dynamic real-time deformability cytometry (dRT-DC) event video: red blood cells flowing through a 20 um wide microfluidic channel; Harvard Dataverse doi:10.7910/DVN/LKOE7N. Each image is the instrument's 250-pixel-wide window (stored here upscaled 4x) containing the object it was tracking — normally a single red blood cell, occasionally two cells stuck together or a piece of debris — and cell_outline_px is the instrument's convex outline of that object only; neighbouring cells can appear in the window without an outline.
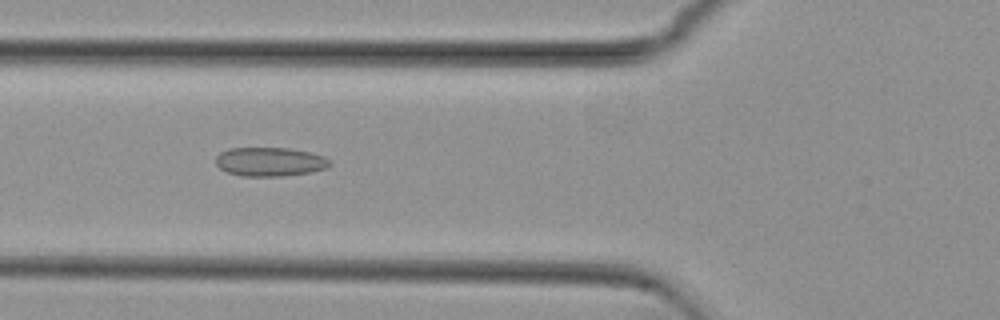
{"species": "common noctule bat (a hibernating species)", "species_latin": "Nyctalus noctula", "temperature_condition": "cold", "stored_images_in_passage": 49, "camera_frame_rate_fps": 3000, "um_per_image_px": 0.085, "animal": {"sex": "female", "body_mass_g": 29.2, "forearm_length_mm": 56.3}, "frame": {"image": 1, "passage_image": 15, "time_ms": 4.667, "image_size_px": [1000, 320], "cell_outline_px": [[332, 164], [328, 168], [312, 172], [284, 176], [240, 176], [228, 172], [220, 168], [216, 164], [216, 156], [220, 152], [228, 148], [288, 148], [308, 152], [324, 156], [332, 160]], "centroid_in_image_um": [22.97, 13.75], "position_along_channel_um": 102.8, "area_um2": 19.42}}
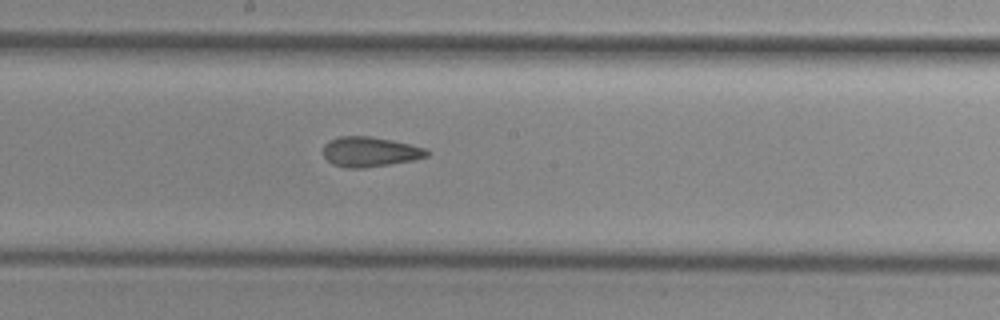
{"frame": {"image": 2, "passage_image": 24, "time_ms": 7.667, "image_size_px": [1000, 320], "cell_outline_px": [[428, 156], [412, 160], [364, 168], [344, 168], [332, 164], [324, 156], [324, 144], [328, 140], [340, 136], [372, 136], [392, 140], [424, 148], [428, 152]], "centroid_in_image_um": [31.39, 12.9], "position_along_channel_um": 216.8, "area_um2": 17.98}}
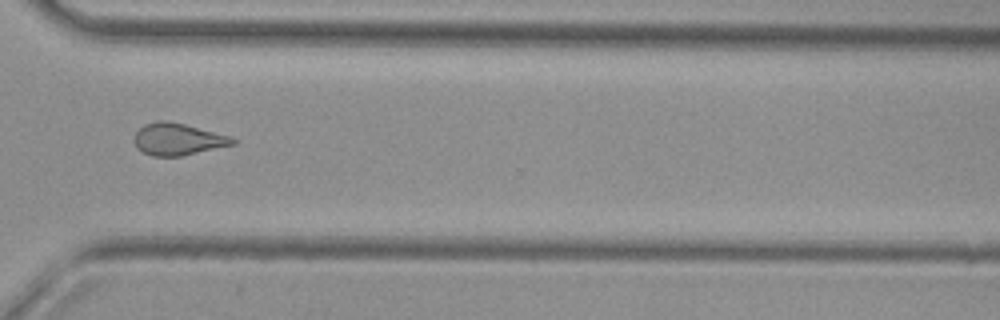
{"frame": {"image": 3, "passage_image": 35, "time_ms": 11.333, "image_size_px": [1000, 320], "cell_outline_px": [[236, 144], [180, 156], [152, 156], [136, 148], [136, 132], [144, 124], [160, 120], [168, 120], [232, 136], [236, 140]], "centroid_in_image_um": [15.15, 11.83], "position_along_channel_um": 355.5, "area_um2": 18.21}, "authors_computed_cell_mechanics": {"area_um2": 18.7272, "velocity_mm_per_s": 3.7862, "shape_relaxation_time_tau1_ms": null, "shape_relaxation_time_tau2_ms": 2.0011, "deformation_change_tau1": null, "deformation_change_tau2": 0.0779}}